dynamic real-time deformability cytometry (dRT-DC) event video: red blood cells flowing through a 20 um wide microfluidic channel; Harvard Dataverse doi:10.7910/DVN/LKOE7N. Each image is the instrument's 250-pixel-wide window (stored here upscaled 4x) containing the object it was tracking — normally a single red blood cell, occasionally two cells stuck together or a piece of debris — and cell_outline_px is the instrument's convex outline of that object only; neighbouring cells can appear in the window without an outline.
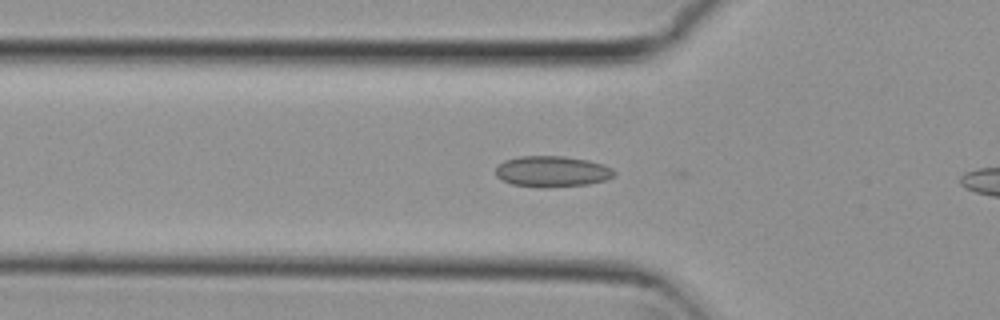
{"species": "common noctule bat (a hibernating species)", "species_latin": "Nyctalus noctula", "temperature_condition": "cold", "stored_images_in_passage": 29, "camera_frame_rate_fps": 3000, "um_per_image_px": 0.085, "animal": {"sex": "female", "body_mass_g": 29.2, "forearm_length_mm": 56.3}, "frame": {"image": 1, "passage_image": 3, "time_ms": 0.667, "image_size_px": [1000, 320], "cell_outline_px": [[616, 172], [612, 176], [604, 180], [588, 184], [544, 188], [540, 188], [512, 184], [496, 176], [496, 168], [504, 160], [520, 156], [564, 156], [588, 160], [612, 168]], "centroid_in_image_um": [46.91, 14.58], "position_along_channel_um": 78.9, "area_um2": 21.27}}
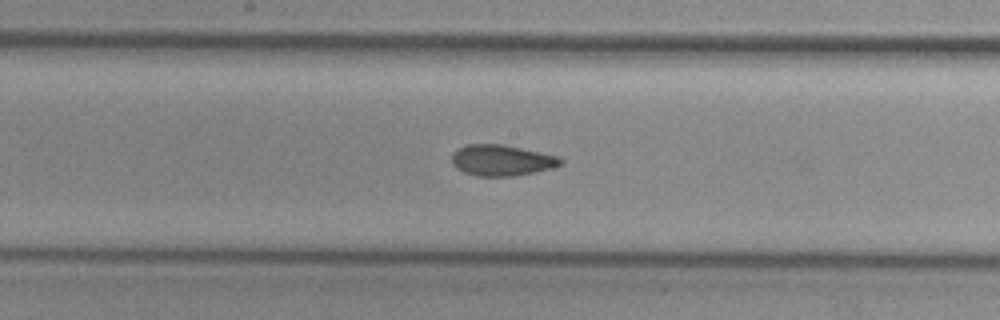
{"frame": {"image": 2, "passage_image": 13, "time_ms": 4.0, "image_size_px": [1000, 320], "cell_outline_px": [[564, 164], [552, 168], [512, 176], [476, 176], [464, 172], [456, 168], [452, 164], [452, 152], [456, 148], [464, 144], [500, 144], [540, 152], [556, 156], [564, 160]], "centroid_in_image_um": [42.59, 13.62], "position_along_channel_um": 205.6, "area_um2": 19.65}}
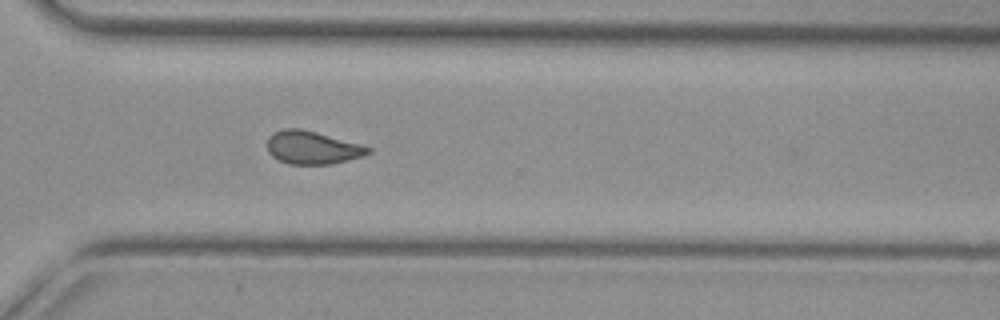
{"frame": {"image": 3, "passage_image": 24, "time_ms": 7.667, "image_size_px": [1000, 320], "cell_outline_px": [[372, 152], [360, 156], [332, 164], [288, 164], [272, 156], [268, 152], [268, 136], [272, 132], [284, 128], [300, 128], [316, 132], [360, 144], [372, 148]], "centroid_in_image_um": [26.51, 12.53], "position_along_channel_um": 344.1, "area_um2": 19.31}}